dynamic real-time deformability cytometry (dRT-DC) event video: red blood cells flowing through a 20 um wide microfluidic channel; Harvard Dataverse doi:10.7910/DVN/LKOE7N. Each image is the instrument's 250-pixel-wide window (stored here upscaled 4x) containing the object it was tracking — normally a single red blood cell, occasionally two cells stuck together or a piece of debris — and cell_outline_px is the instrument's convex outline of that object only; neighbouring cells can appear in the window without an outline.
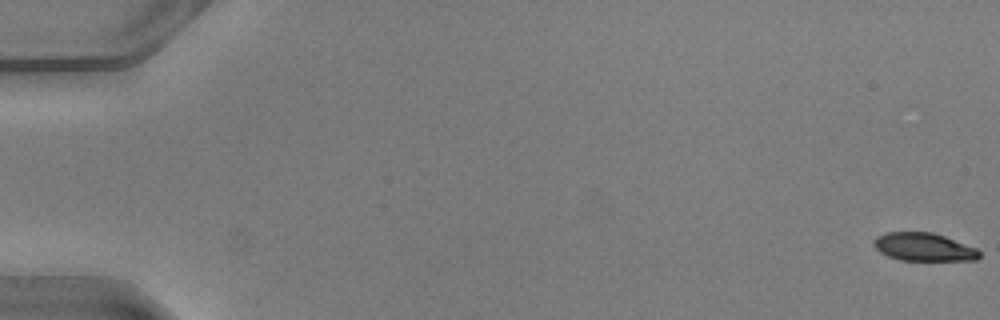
{"species": "common noctule bat (a hibernating species)", "species_latin": "Nyctalus noctula", "temperature_condition": "warm", "stored_images_in_passage": 13, "camera_frame_rate_fps": 3000, "um_per_image_px": 0.085, "animal": {"sex": "male", "body_mass_g": 20.5, "forearm_length_mm": 52.5}, "frame": {"image": 1, "passage_image": 1, "time_ms": 0.0, "image_size_px": [1000, 320], "cell_outline_px": [[980, 256], [976, 260], [900, 260], [888, 256], [880, 252], [872, 244], [872, 240], [876, 236], [884, 232], [932, 232], [944, 236], [976, 248], [980, 252]], "centroid_in_image_um": [78.47, 20.99], "position_along_channel_um": 6.5, "area_um2": 17.28}}